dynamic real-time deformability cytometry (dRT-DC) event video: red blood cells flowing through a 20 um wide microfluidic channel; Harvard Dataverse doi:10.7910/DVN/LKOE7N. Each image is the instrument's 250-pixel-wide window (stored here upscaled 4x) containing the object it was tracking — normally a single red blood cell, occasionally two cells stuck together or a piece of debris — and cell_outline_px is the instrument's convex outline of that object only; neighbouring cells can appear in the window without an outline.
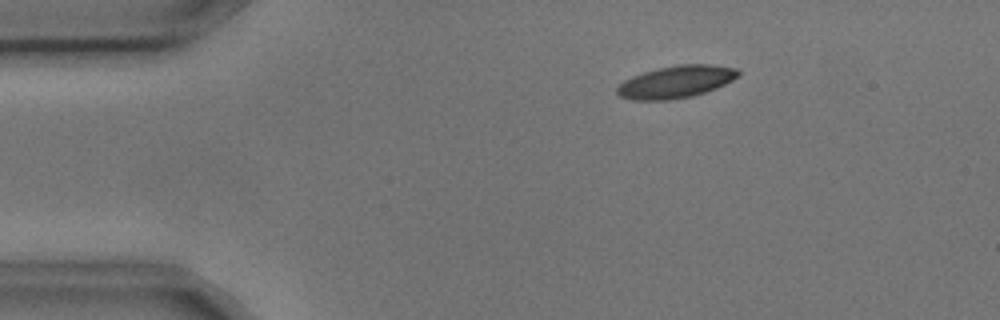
{"species": "common noctule bat (a hibernating species)", "species_latin": "Nyctalus noctula", "temperature_condition": "cold", "stored_images_in_passage": 9, "camera_frame_rate_fps": 3000, "um_per_image_px": 0.085, "animal": {"sex": "male", "body_mass_g": 17.9, "forearm_length_mm": 54.2}, "frame": {"image": 1, "passage_image": 1, "time_ms": 0.0, "image_size_px": [1000, 320], "cell_outline_px": [[740, 76], [716, 88], [692, 96], [668, 100], [632, 100], [620, 96], [616, 92], [616, 88], [624, 80], [632, 76], [644, 72], [676, 64], [708, 64], [736, 68], [740, 72]], "centroid_in_image_um": [57.45, 6.95], "position_along_channel_um": 27.5, "area_um2": 22.72}}
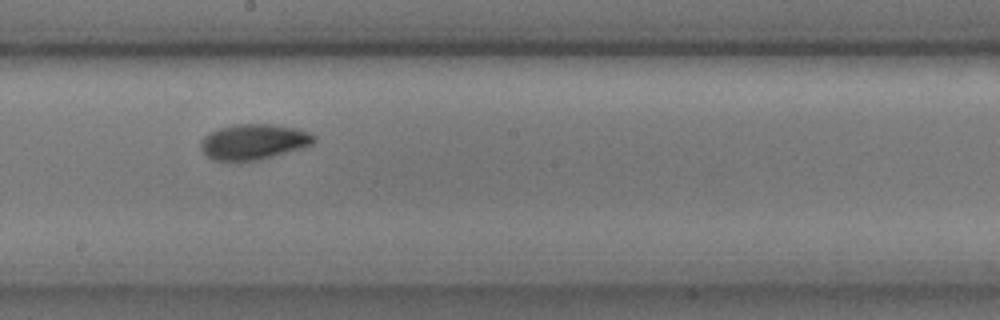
{"frame": {"image": 2, "passage_image": 7, "time_ms": 2.0, "image_size_px": [1000, 320], "cell_outline_px": [[316, 140], [312, 144], [300, 148], [260, 160], [212, 160], [200, 148], [200, 144], [204, 136], [220, 128], [232, 124], [272, 124], [296, 128], [308, 132], [316, 136]], "centroid_in_image_um": [21.57, 12.04], "position_along_channel_um": 226.6, "area_um2": 23.18}}
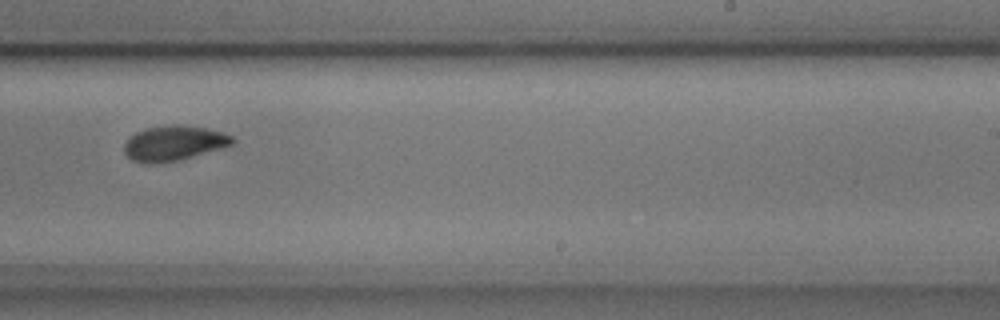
{"frame": {"image": 3, "passage_image": 8, "time_ms": 2.333, "image_size_px": [1000, 320], "cell_outline_px": [[236, 140], [232, 144], [176, 160], [152, 164], [148, 164], [132, 160], [124, 152], [124, 144], [128, 136], [144, 128], [176, 124], [204, 128], [220, 132], [232, 136]], "centroid_in_image_um": [14.69, 12.16], "position_along_channel_um": 274.3, "area_um2": 21.62}}